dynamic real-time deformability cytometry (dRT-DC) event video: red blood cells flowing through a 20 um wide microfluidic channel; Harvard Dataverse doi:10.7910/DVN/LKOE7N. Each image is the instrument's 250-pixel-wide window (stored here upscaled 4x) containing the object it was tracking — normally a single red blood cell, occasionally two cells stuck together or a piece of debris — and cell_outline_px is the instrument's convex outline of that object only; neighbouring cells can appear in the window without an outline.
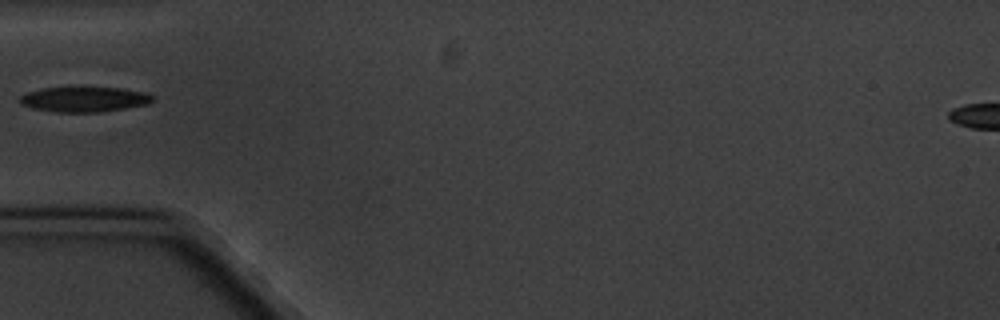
{"species": "common noctule bat (a hibernating species)", "species_latin": "Nyctalus noctula", "temperature_condition": "cold", "stored_images_in_passage": 2, "camera_frame_rate_fps": 3000, "um_per_image_px": 0.085, "animal": {"sex": "male", "body_mass_g": 20.1, "forearm_length_mm": 53.5}, "frame": {"image": 1, "passage_image": 1, "time_ms": 0.0, "image_size_px": [1000, 320], "cell_outline_px": [[152, 100], [148, 104], [100, 112], [56, 112], [32, 108], [20, 104], [20, 96], [28, 92], [44, 88], [120, 88], [144, 92], [152, 96]], "centroid_in_image_um": [7.13, 8.45], "position_along_channel_um": 77.9, "area_um2": 19.07}}